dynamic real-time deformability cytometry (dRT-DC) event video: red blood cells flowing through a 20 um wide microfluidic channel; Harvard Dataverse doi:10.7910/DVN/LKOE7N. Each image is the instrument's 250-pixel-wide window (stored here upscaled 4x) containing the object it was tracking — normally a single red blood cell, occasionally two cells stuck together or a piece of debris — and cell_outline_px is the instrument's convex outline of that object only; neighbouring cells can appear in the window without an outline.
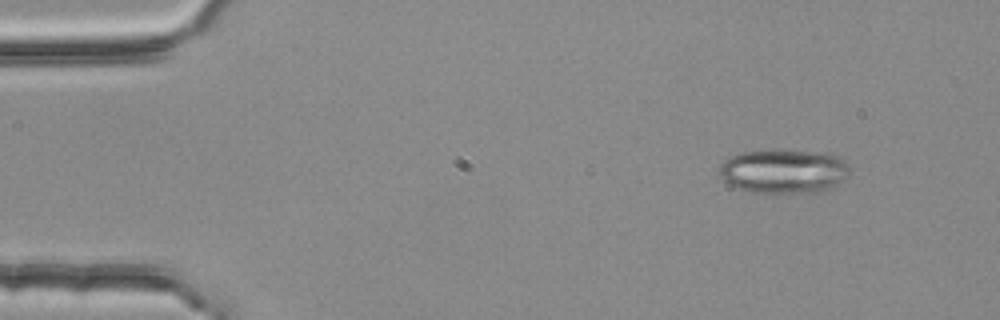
{"species": "common noctule bat (a hibernating species)", "species_latin": "Nyctalus noctula", "temperature_condition": "room temperature", "stored_images_in_passage": 2, "camera_frame_rate_fps": 3000, "um_per_image_px": 0.085, "animal": {"sex": "female", "body_mass_g": 25.1}, "frame": {"image": 1, "passage_image": 1, "time_ms": 0.0, "image_size_px": [1000, 320], "cell_outline_px": [[848, 176], [844, 180], [824, 192], [752, 192], [736, 188], [728, 184], [720, 176], [720, 168], [724, 160], [728, 156], [740, 152], [772, 148], [776, 148], [828, 152], [844, 160], [848, 164]], "centroid_in_image_um": [66.62, 14.51], "position_along_channel_um": 18.4, "area_um2": 34.33}}